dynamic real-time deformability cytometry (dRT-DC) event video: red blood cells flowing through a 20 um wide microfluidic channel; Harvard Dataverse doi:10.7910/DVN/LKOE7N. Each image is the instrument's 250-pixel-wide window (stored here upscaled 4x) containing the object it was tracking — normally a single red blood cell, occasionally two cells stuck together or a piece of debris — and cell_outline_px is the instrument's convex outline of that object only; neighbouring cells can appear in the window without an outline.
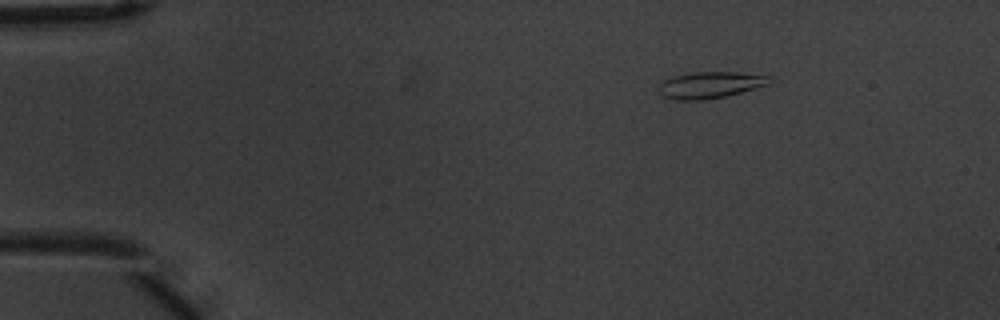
{"species": "common noctule bat (a hibernating species)", "species_latin": "Nyctalus noctula", "temperature_condition": "warm", "stored_images_in_passage": 3, "camera_frame_rate_fps": 3000, "um_per_image_px": 0.085, "animal": {"sex": "male", "body_mass_g": 20.1, "forearm_length_mm": 53.5}, "frame": {"image": 1, "passage_image": 1, "time_ms": 0.0, "image_size_px": [1000, 320], "cell_outline_px": [[772, 80], [768, 84], [740, 92], [724, 96], [700, 100], [672, 100], [664, 96], [656, 88], [660, 80], [672, 76], [692, 72], [736, 72], [768, 76]], "centroid_in_image_um": [60.25, 7.21], "position_along_channel_um": 24.7, "area_um2": 17.11}}